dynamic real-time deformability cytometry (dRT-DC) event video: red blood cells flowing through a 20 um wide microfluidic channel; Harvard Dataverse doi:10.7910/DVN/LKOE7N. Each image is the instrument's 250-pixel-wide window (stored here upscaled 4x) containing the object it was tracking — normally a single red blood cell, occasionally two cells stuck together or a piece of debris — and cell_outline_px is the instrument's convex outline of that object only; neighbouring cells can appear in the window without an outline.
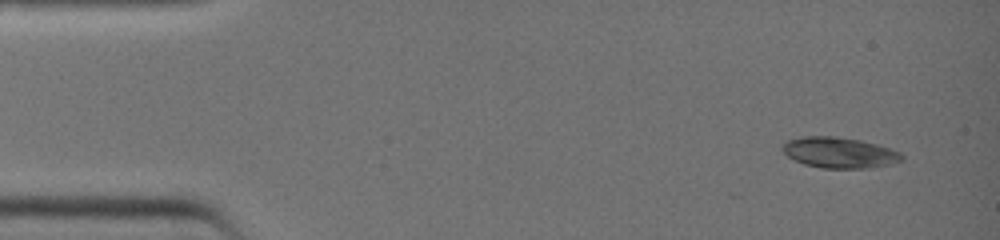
{"species": "common noctule bat (a hibernating species)", "species_latin": "Nyctalus noctula", "temperature_condition": "warm", "stored_images_in_passage": 11, "camera_frame_rate_fps": 3000, "um_per_image_px": 0.085, "animal": {"sex": "female", "body_mass_g": 19.0, "forearm_length_mm": 51.5}, "frame": {"image": 1, "passage_image": 1, "time_ms": 0.0, "image_size_px": [1000, 240], "cell_outline_px": [[904, 160], [888, 164], [868, 168], [820, 168], [804, 164], [788, 156], [780, 148], [788, 140], [804, 136], [836, 136], [860, 140], [876, 144], [900, 152], [904, 156]], "centroid_in_image_um": [71.34, 12.97], "position_along_channel_um": 13.7, "area_um2": 21.27}}
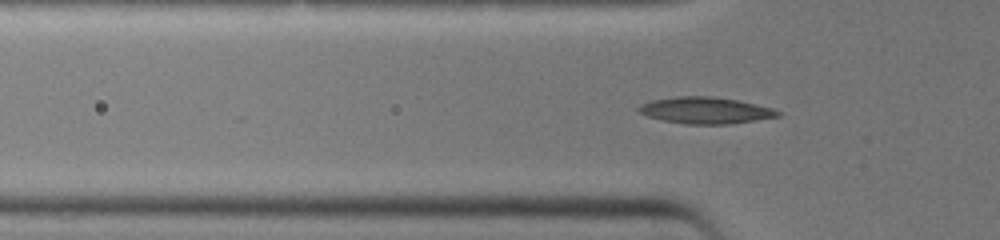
{"frame": {"image": 2, "passage_image": 11, "time_ms": 3.333, "image_size_px": [1000, 240], "cell_outline_px": [[780, 116], [728, 124], [684, 124], [660, 120], [648, 116], [640, 112], [636, 108], [640, 104], [652, 100], [676, 96], [712, 96], [736, 100], [756, 104], [772, 108], [780, 112]], "centroid_in_image_um": [59.92, 9.38], "position_along_channel_um": 65.9, "area_um2": 21.44}}